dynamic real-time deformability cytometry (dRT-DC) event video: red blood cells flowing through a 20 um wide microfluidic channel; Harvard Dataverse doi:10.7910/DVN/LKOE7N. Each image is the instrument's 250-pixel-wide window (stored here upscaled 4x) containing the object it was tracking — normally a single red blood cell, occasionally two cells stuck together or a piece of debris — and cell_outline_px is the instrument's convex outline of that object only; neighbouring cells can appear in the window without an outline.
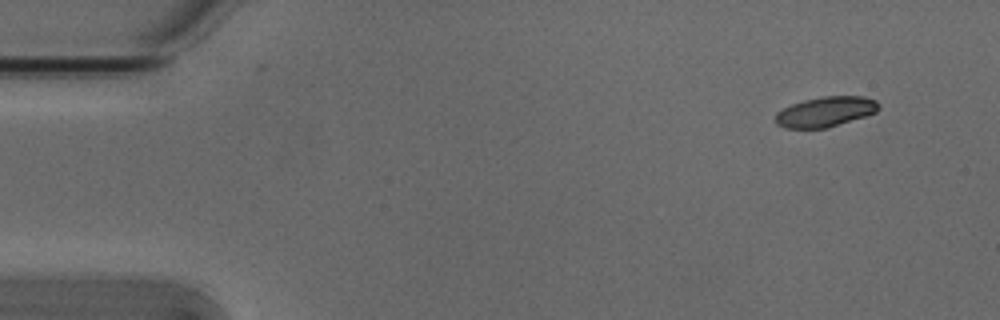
{"species": "Egyptian fruit bat (a non-hibernating species)", "species_latin": "Rousettus aegyptiacus", "temperature_condition": "cold", "stored_images_in_passage": 49, "camera_frame_rate_fps": 3000, "um_per_image_px": 0.085, "animal": {"sex": "male"}, "frame": {"image": 1, "passage_image": 1, "time_ms": 0.0, "image_size_px": [1000, 320], "cell_outline_px": [[880, 108], [876, 112], [828, 128], [784, 128], [776, 124], [776, 112], [792, 104], [804, 100], [824, 96], [864, 96], [876, 100], [880, 104]], "centroid_in_image_um": [70.18, 9.49], "position_along_channel_um": 14.8, "area_um2": 18.09}}
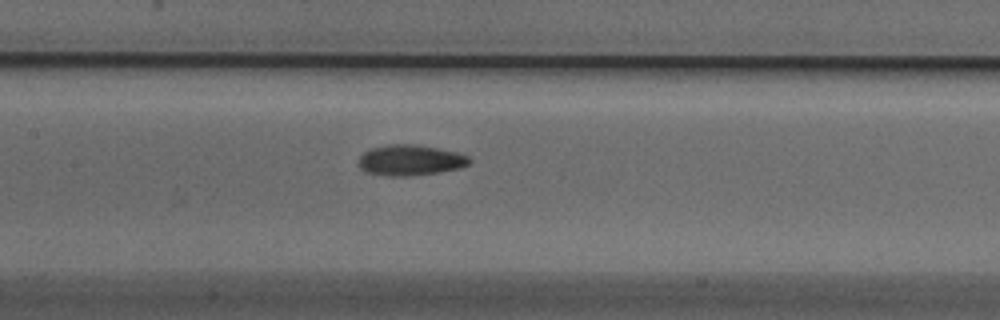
{"frame": {"image": 2, "passage_image": 22, "time_ms": 7.0, "image_size_px": [1000, 320], "cell_outline_px": [[472, 160], [468, 164], [460, 168], [440, 172], [408, 176], [388, 176], [364, 172], [356, 164], [356, 160], [368, 148], [388, 144], [416, 144], [456, 152], [468, 156]], "centroid_in_image_um": [34.8, 13.61], "position_along_channel_um": 172.6, "area_um2": 20.11}}
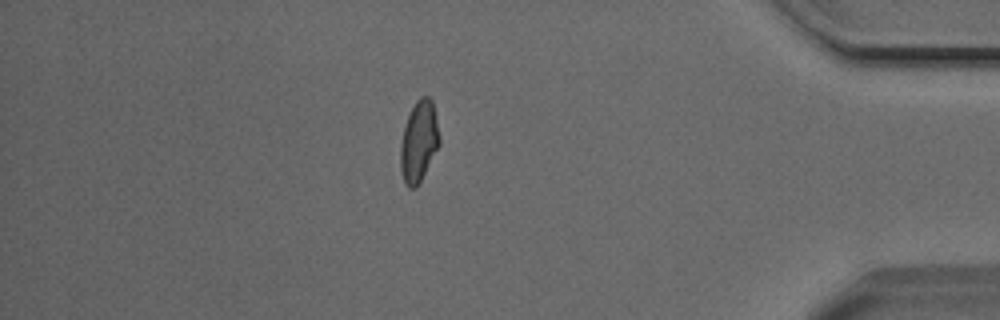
{"frame": {"image": 3, "passage_image": 43, "time_ms": 14.0, "image_size_px": [1000, 320], "cell_outline_px": [[440, 144], [416, 188], [408, 188], [404, 184], [400, 168], [400, 144], [404, 128], [408, 116], [416, 100], [420, 96], [428, 96], [432, 100], [440, 140]], "centroid_in_image_um": [35.58, 12.04], "position_along_channel_um": 399.6, "area_um2": 18.26}, "authors_computed_cell_mechanics": {"area_um2": 18.5538, "velocity_mm_per_s": 3.8184, "shape_relaxation_time_tau1_ms": 4.2835, "shape_relaxation_time_tau2_ms": 10.0041, "deformation_change_tau1": 0.1396, "deformation_change_tau2": 0.1838}}